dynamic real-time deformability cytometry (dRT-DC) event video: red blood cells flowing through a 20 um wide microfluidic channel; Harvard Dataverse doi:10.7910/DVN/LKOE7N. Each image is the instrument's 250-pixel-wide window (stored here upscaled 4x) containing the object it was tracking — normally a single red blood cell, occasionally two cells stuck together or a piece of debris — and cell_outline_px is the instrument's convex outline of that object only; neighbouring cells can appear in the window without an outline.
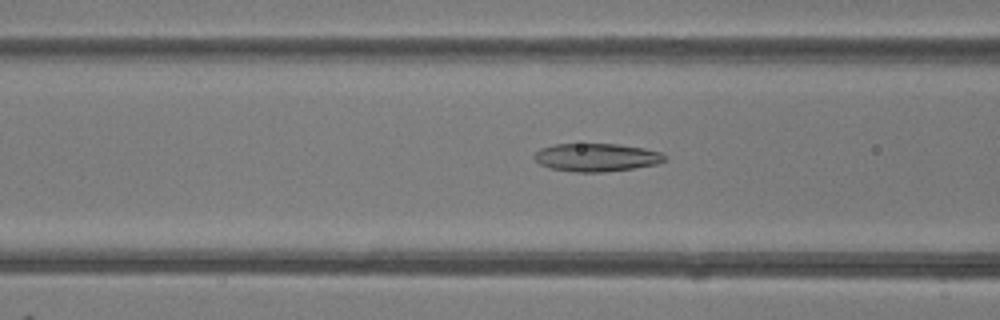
{"species": "common noctule bat (a hibernating species)", "species_latin": "Nyctalus noctula", "temperature_condition": "room temperature", "stored_images_in_passage": 48, "camera_frame_rate_fps": 3000, "um_per_image_px": 0.085, "animal": {"sex": "female"}, "frame": {"image": 1, "passage_image": 19, "time_ms": 6.0, "image_size_px": [1000, 320], "cell_outline_px": [[664, 160], [656, 164], [632, 168], [604, 172], [572, 172], [548, 168], [540, 164], [532, 156], [540, 148], [556, 144], [616, 144], [644, 148], [660, 152], [664, 156]], "centroid_in_image_um": [50.63, 13.38], "position_along_channel_um": 116.0, "area_um2": 21.21}}
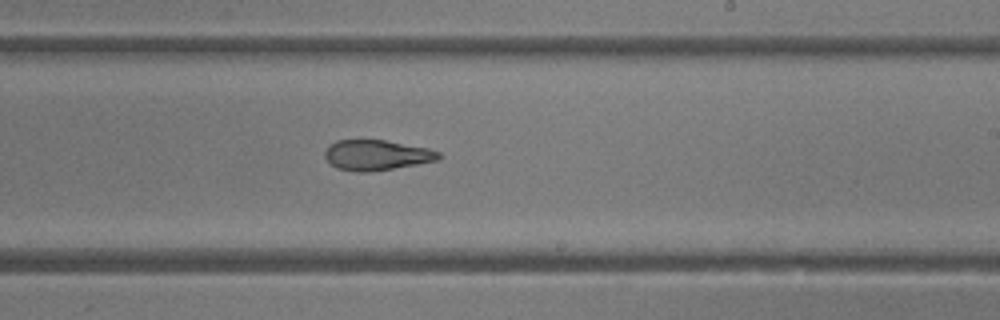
{"frame": {"image": 2, "passage_image": 29, "time_ms": 9.333, "image_size_px": [1000, 320], "cell_outline_px": [[440, 156], [436, 160], [416, 164], [368, 172], [356, 172], [336, 168], [324, 156], [324, 152], [328, 144], [336, 140], [384, 140], [428, 148], [440, 152]], "centroid_in_image_um": [31.95, 13.17], "position_along_channel_um": 257.0, "area_um2": 19.94}}
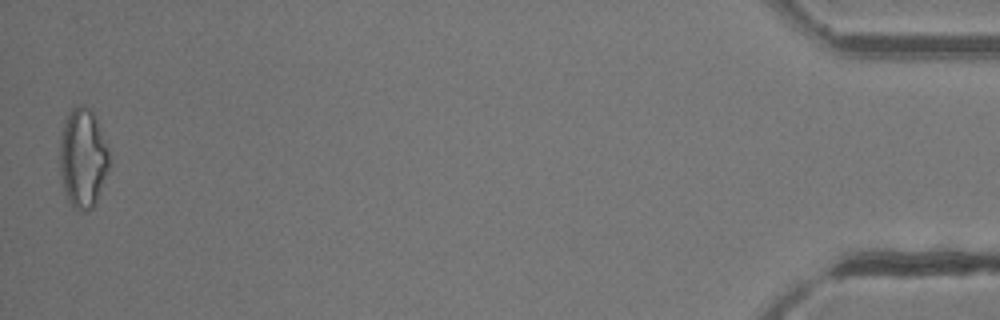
{"frame": {"image": 3, "passage_image": 48, "time_ms": 15.667, "image_size_px": [1000, 320], "cell_outline_px": [[108, 168], [96, 204], [88, 212], [80, 212], [68, 200], [60, 176], [60, 140], [64, 124], [72, 108], [76, 104], [84, 104], [92, 112], [108, 144]], "centroid_in_image_um": [7.05, 13.46], "position_along_channel_um": 428.2, "area_um2": 28.5}, "authors_computed_cell_mechanics": {"area_um2": 22.3686, "velocity_mm_per_s": 4.2321, "shape_relaxation_time_tau1_ms": null, "shape_relaxation_time_tau2_ms": 2.2396, "deformation_change_tau1": null, "deformation_change_tau2": 0.1021}}